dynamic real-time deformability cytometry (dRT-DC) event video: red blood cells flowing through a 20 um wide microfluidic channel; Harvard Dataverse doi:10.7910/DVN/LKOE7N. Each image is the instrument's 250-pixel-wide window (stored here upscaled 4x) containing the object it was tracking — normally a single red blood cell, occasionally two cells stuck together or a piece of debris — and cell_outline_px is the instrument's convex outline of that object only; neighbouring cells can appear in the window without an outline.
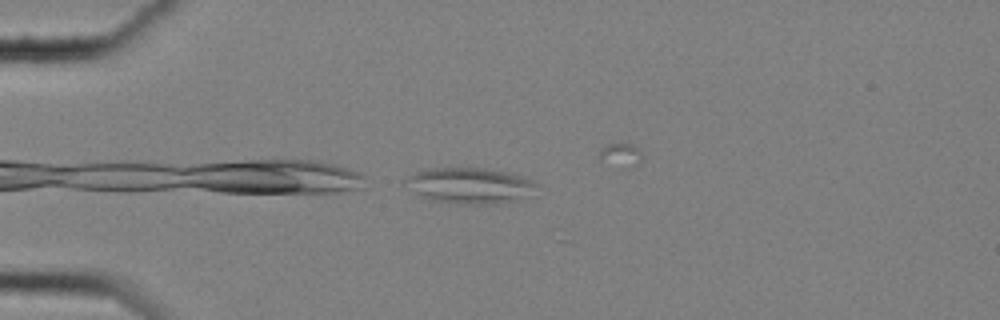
{"species": "common noctule bat (a hibernating species)", "species_latin": "Nyctalus noctula", "temperature_condition": "cold", "stored_images_in_passage": 6, "camera_frame_rate_fps": 3000, "um_per_image_px": 0.085, "animal": {"sex": "female", "body_mass_g": 25.1}, "frame": {"image": 1, "passage_image": 1, "time_ms": 0.0, "image_size_px": [1000, 320], "cell_outline_px": [[540, 184], [532, 196], [516, 200], [496, 204], [468, 204], [436, 200], [424, 196], [400, 184], [404, 180], [416, 172], [432, 168], [484, 168], [504, 172], [520, 176], [532, 180]], "centroid_in_image_um": [40.0, 15.77], "position_along_channel_um": 45.0, "area_um2": 27.22}}